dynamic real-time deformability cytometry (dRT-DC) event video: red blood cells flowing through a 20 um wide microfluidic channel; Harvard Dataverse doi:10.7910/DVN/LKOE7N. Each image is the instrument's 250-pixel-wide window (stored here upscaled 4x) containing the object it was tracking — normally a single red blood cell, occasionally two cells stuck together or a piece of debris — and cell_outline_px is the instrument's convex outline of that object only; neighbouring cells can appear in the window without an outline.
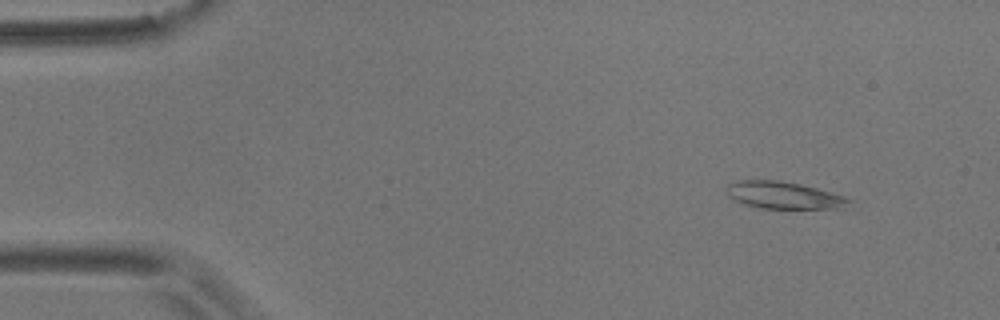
{"species": "common noctule bat (a hibernating species)", "species_latin": "Nyctalus noctula", "temperature_condition": "room temperature", "stored_images_in_passage": 6, "camera_frame_rate_fps": 3000, "um_per_image_px": 0.085, "animal": {"sex": "male", "body_mass_g": 17.9}, "frame": {"image": 1, "passage_image": 2, "time_ms": 1.0, "image_size_px": [1000, 320], "cell_outline_px": [[856, 200], [844, 208], [760, 208], [744, 204], [736, 200], [724, 188], [728, 184], [736, 180], [780, 180], [800, 184], [816, 188], [844, 196]], "centroid_in_image_um": [66.66, 16.59], "position_along_channel_um": 18.3, "area_um2": 19.31}}
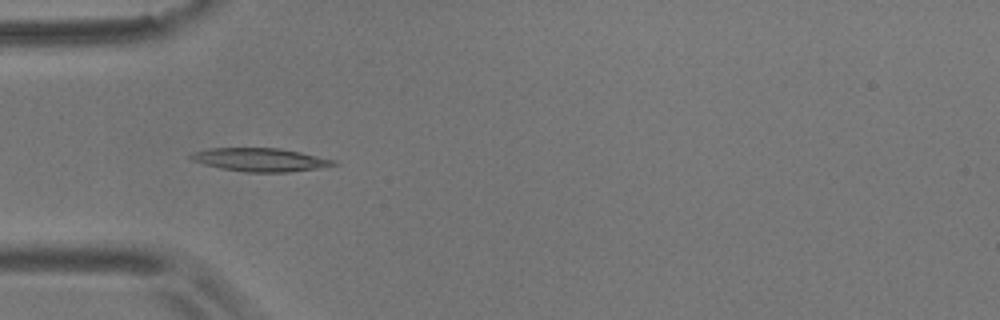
{"frame": {"image": 2, "passage_image": 5, "time_ms": 4.667, "image_size_px": [1000, 320], "cell_outline_px": [[336, 164], [316, 168], [288, 172], [244, 172], [204, 164], [192, 160], [188, 156], [196, 152], [212, 148], [280, 148], [300, 152], [336, 160]], "centroid_in_image_um": [22.13, 13.57], "position_along_channel_um": 62.9, "area_um2": 19.02}}
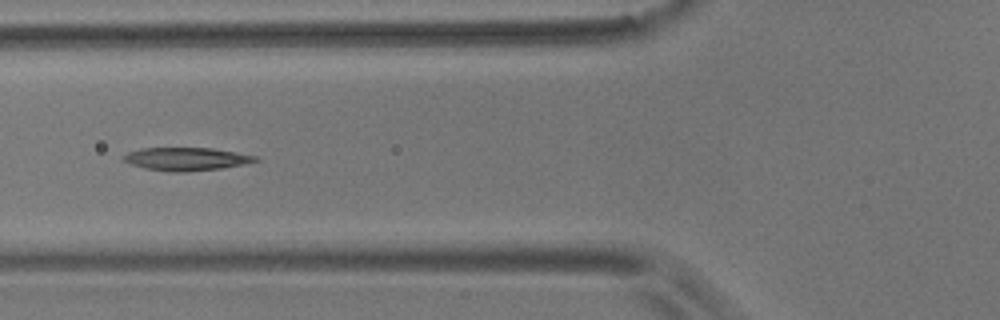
{"frame": {"image": 3, "passage_image": 6, "time_ms": 6.0, "image_size_px": [1000, 320], "cell_outline_px": [[260, 160], [220, 168], [184, 172], [172, 172], [144, 168], [132, 164], [124, 160], [124, 156], [128, 152], [140, 148], [212, 148], [236, 152], [256, 156]], "centroid_in_image_um": [15.82, 13.51], "position_along_channel_um": 110.0, "area_um2": 17.4}}